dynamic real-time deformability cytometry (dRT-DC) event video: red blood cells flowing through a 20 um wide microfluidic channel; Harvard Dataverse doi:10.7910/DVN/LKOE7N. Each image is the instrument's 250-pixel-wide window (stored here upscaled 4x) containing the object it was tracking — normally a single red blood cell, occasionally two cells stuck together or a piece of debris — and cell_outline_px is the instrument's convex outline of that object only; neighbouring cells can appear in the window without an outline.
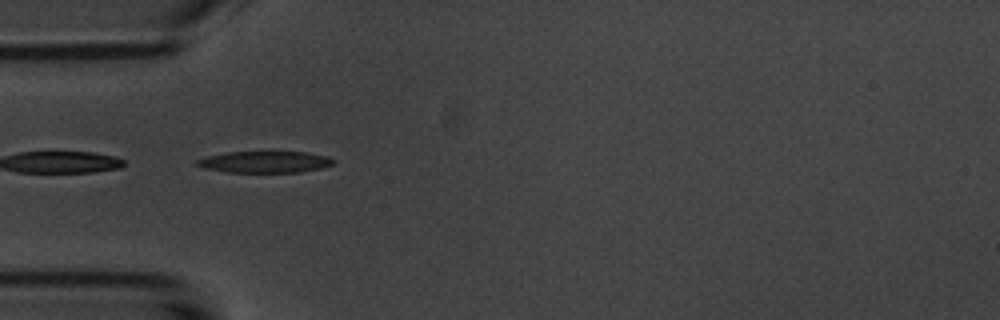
{"species": "common noctule bat (a hibernating species)", "species_latin": "Nyctalus noctula", "temperature_condition": "room temperature", "stored_images_in_passage": 9, "camera_frame_rate_fps": 3000, "um_per_image_px": 0.085, "animal": {"sex": "male", "body_mass_g": 20.1, "forearm_length_mm": 53.5}, "frame": {"image": 1, "passage_image": 1, "time_ms": 0.0, "image_size_px": [1000, 320], "cell_outline_px": [[336, 164], [320, 168], [300, 172], [228, 172], [204, 168], [196, 164], [196, 160], [208, 156], [228, 152], [304, 152], [328, 156], [336, 160]], "centroid_in_image_um": [22.57, 13.76], "position_along_channel_um": 62.4, "area_um2": 17.05}}